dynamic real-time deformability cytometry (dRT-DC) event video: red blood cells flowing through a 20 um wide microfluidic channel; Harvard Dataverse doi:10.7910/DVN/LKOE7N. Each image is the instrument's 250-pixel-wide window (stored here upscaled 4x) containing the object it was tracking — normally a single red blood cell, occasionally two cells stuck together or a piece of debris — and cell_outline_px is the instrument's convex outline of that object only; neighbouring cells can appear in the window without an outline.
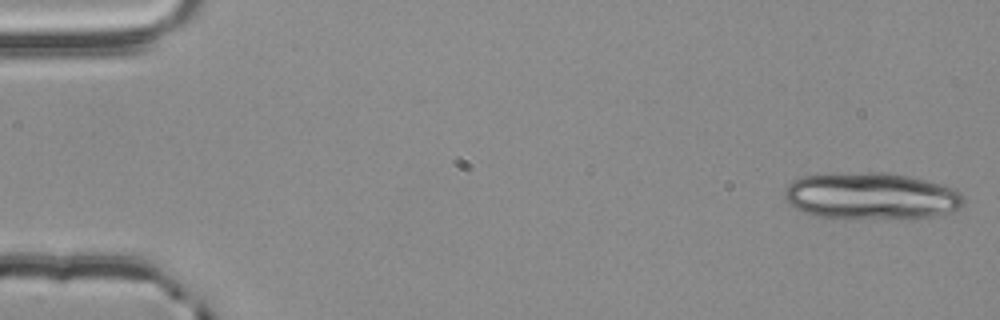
{"species": "common noctule bat (a hibernating species)", "species_latin": "Nyctalus noctula", "temperature_condition": "room temperature", "stored_images_in_passage": 16, "camera_frame_rate_fps": 3000, "um_per_image_px": 0.085, "animal": {"sex": "male", "body_mass_g": 20.4}, "frame": {"image": 1, "passage_image": 1, "time_ms": 0.0, "image_size_px": [1000, 320], "cell_outline_px": [[964, 204], [956, 212], [932, 216], [812, 216], [788, 204], [784, 196], [784, 188], [792, 180], [800, 176], [828, 172], [884, 172], [908, 176], [956, 188], [964, 196]], "centroid_in_image_um": [74.01, 16.6], "position_along_channel_um": 11.0, "area_um2": 48.49}}